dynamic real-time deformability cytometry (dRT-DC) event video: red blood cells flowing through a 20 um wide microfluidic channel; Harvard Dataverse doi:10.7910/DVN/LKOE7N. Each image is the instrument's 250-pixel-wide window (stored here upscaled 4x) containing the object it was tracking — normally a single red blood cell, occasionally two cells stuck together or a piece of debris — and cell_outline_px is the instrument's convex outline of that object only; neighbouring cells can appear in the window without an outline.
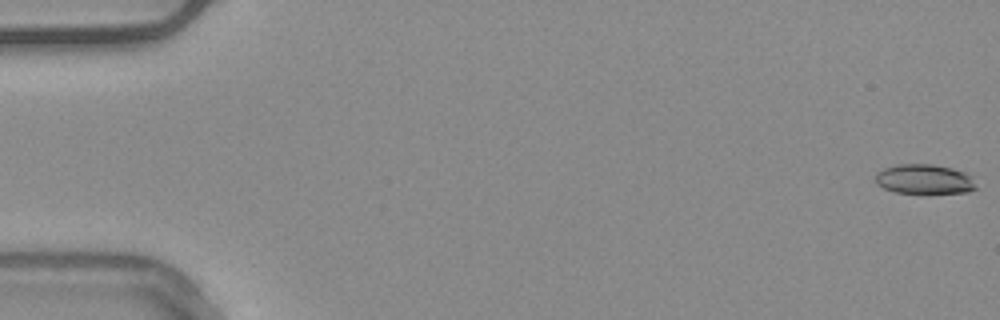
{"species": "common noctule bat (a hibernating species)", "species_latin": "Nyctalus noctula", "temperature_condition": "warm", "stored_images_in_passage": 19, "camera_frame_rate_fps": 3000, "um_per_image_px": 0.085, "animal": {"sex": "male", "body_mass_g": 20.4}, "frame": {"image": 1, "passage_image": 1, "time_ms": 0.0, "image_size_px": [1000, 320], "cell_outline_px": [[976, 188], [968, 192], [896, 192], [884, 188], [876, 184], [876, 172], [884, 168], [896, 164], [932, 164], [952, 168], [964, 172], [972, 176]], "centroid_in_image_um": [78.55, 15.21], "position_along_channel_um": 6.4, "area_um2": 17.17}}
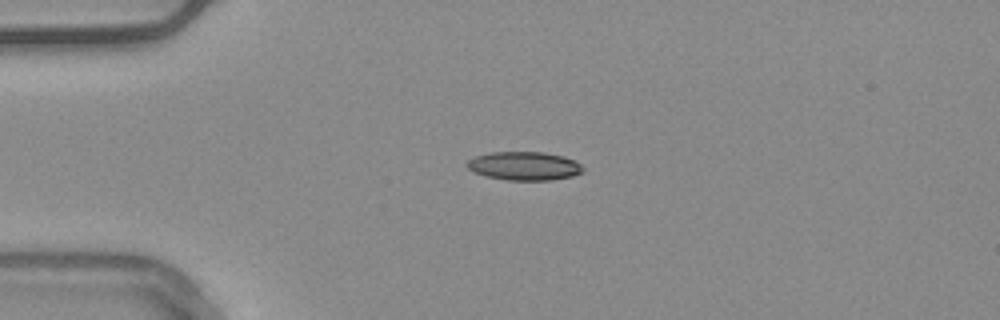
{"frame": {"image": 2, "passage_image": 14, "time_ms": 4.333, "image_size_px": [1000, 320], "cell_outline_px": [[584, 172], [572, 176], [552, 180], [508, 180], [488, 176], [476, 172], [468, 168], [464, 164], [468, 160], [476, 156], [488, 152], [544, 152], [564, 156], [580, 164], [584, 168]], "centroid_in_image_um": [44.57, 14.1], "position_along_channel_um": 40.4, "area_um2": 19.25}}